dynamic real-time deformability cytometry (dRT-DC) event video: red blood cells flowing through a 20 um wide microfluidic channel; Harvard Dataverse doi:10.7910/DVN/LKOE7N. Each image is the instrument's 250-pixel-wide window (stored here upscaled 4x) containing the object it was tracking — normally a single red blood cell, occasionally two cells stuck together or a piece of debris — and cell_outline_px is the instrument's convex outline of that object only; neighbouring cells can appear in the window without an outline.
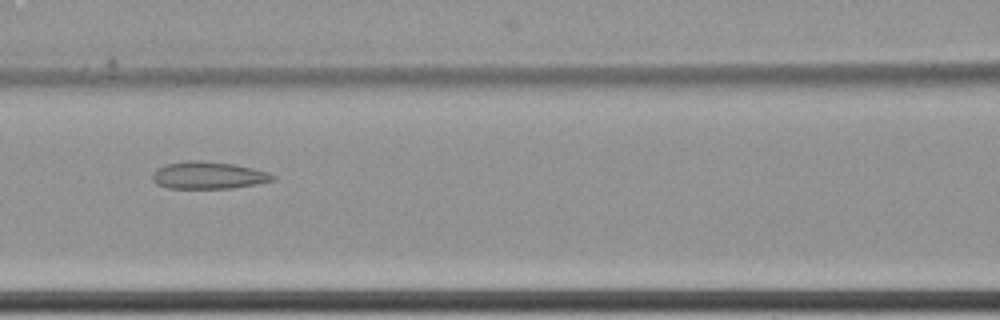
{"species": "common noctule bat (a hibernating species)", "species_latin": "Nyctalus noctula", "temperature_condition": "cold", "stored_images_in_passage": 7, "camera_frame_rate_fps": 3000, "um_per_image_px": 0.085, "animal": {"sex": "female", "body_mass_g": 22.7, "forearm_length_mm": 54.2}, "frame": {"image": 1, "passage_image": 3, "time_ms": 0.667, "image_size_px": [1000, 320], "cell_outline_px": [[276, 180], [256, 184], [232, 188], [168, 188], [156, 184], [152, 180], [152, 172], [156, 168], [164, 164], [188, 160], [200, 160], [236, 164], [268, 172], [276, 176]], "centroid_in_image_um": [17.69, 14.89], "position_along_channel_um": 148.9, "area_um2": 19.36}}
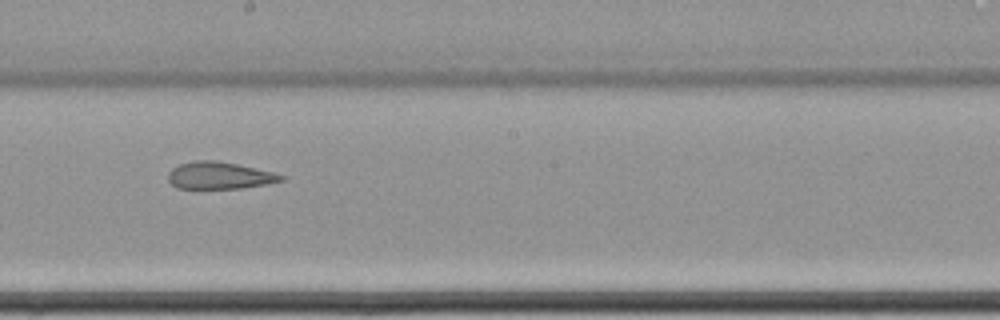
{"frame": {"image": 2, "passage_image": 5, "time_ms": 1.333, "image_size_px": [1000, 320], "cell_outline_px": [[284, 180], [244, 188], [176, 188], [168, 180], [168, 172], [172, 168], [180, 164], [196, 160], [216, 160], [276, 172], [284, 176]], "centroid_in_image_um": [18.65, 14.91], "position_along_channel_um": 229.6, "area_um2": 17.8}}
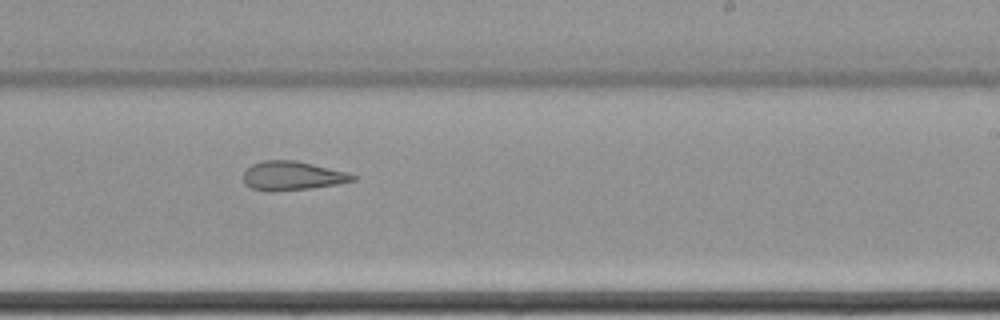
{"frame": {"image": 3, "passage_image": 6, "time_ms": 1.667, "image_size_px": [1000, 320], "cell_outline_px": [[360, 176], [356, 180], [336, 184], [312, 188], [272, 192], [268, 192], [252, 188], [244, 184], [244, 172], [252, 164], [264, 160], [296, 160], [348, 172]], "centroid_in_image_um": [24.87, 14.94], "position_along_channel_um": 264.1, "area_um2": 18.67}}